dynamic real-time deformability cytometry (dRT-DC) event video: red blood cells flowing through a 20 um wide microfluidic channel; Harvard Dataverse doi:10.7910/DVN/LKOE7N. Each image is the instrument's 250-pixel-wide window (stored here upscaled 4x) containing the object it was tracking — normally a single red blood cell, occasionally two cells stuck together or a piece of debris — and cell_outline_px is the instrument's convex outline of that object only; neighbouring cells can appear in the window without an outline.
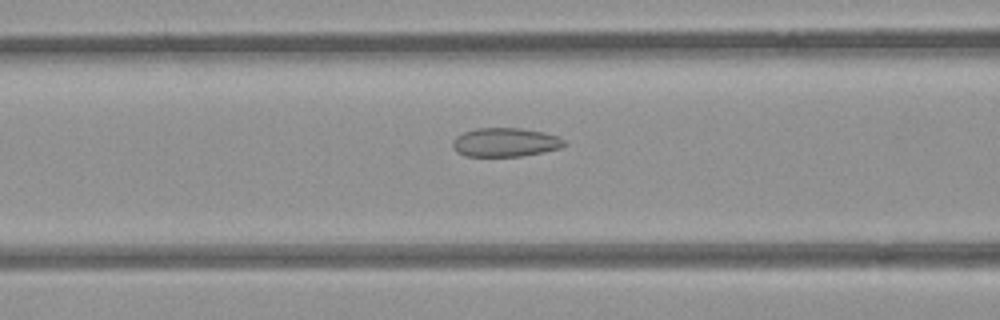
{"species": "common noctule bat (a hibernating species)", "species_latin": "Nyctalus noctula", "temperature_condition": "room temperature", "stored_images_in_passage": 32, "camera_frame_rate_fps": 3000, "um_per_image_px": 0.085, "animal": {"sex": "female", "body_mass_g": 21.9}, "frame": {"image": 1, "passage_image": 8, "time_ms": 2.333, "image_size_px": [1000, 320], "cell_outline_px": [[568, 144], [560, 148], [544, 152], [520, 156], [464, 156], [456, 152], [452, 148], [452, 140], [456, 136], [464, 132], [476, 128], [520, 128], [544, 132], [560, 136]], "centroid_in_image_um": [42.95, 12.09], "position_along_channel_um": 123.7, "area_um2": 19.02}}
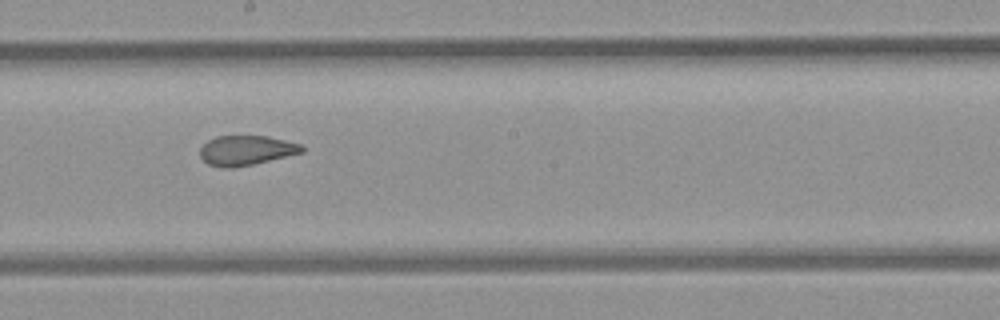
{"frame": {"image": 2, "passage_image": 16, "time_ms": 5.0, "image_size_px": [1000, 320], "cell_outline_px": [[304, 152], [252, 164], [232, 168], [224, 168], [208, 164], [200, 156], [200, 148], [208, 140], [216, 136], [268, 136], [300, 144], [304, 148]], "centroid_in_image_um": [20.91, 12.78], "position_along_channel_um": 227.3, "area_um2": 17.51}}
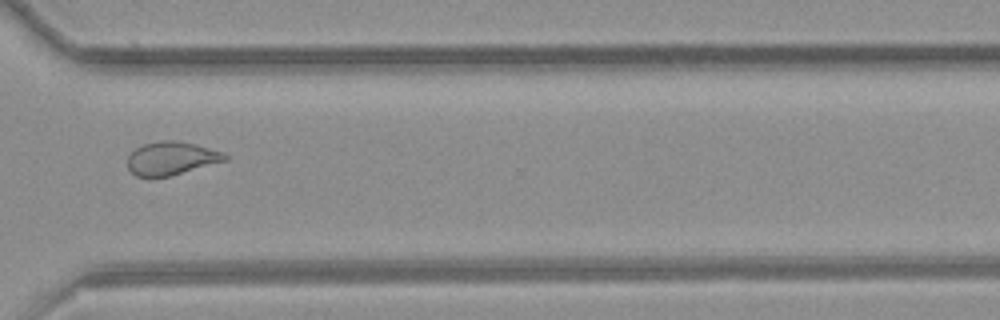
{"frame": {"image": 3, "passage_image": 26, "time_ms": 8.333, "image_size_px": [1000, 320], "cell_outline_px": [[228, 160], [168, 176], [136, 176], [128, 168], [128, 156], [136, 148], [144, 144], [164, 140], [176, 140], [196, 144], [224, 152], [228, 156]], "centroid_in_image_um": [14.59, 13.44], "position_along_channel_um": 356.0, "area_um2": 18.67}}